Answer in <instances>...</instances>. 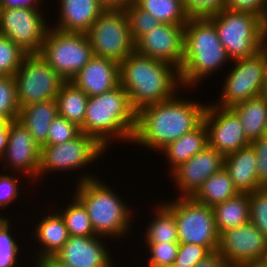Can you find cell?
<instances>
[{
	"label": "cell",
	"instance_id": "1",
	"mask_svg": "<svg viewBox=\"0 0 267 267\" xmlns=\"http://www.w3.org/2000/svg\"><path fill=\"white\" fill-rule=\"evenodd\" d=\"M182 98L176 94L137 112L132 143L160 152L168 144L195 129L203 121L208 103Z\"/></svg>",
	"mask_w": 267,
	"mask_h": 267
},
{
	"label": "cell",
	"instance_id": "2",
	"mask_svg": "<svg viewBox=\"0 0 267 267\" xmlns=\"http://www.w3.org/2000/svg\"><path fill=\"white\" fill-rule=\"evenodd\" d=\"M119 76L136 113L172 98L182 87L176 67L135 51L119 63Z\"/></svg>",
	"mask_w": 267,
	"mask_h": 267
},
{
	"label": "cell",
	"instance_id": "3",
	"mask_svg": "<svg viewBox=\"0 0 267 267\" xmlns=\"http://www.w3.org/2000/svg\"><path fill=\"white\" fill-rule=\"evenodd\" d=\"M228 61L232 62L214 23L208 17L189 18L184 26V56L180 68L182 89L196 87L223 65L229 64Z\"/></svg>",
	"mask_w": 267,
	"mask_h": 267
},
{
	"label": "cell",
	"instance_id": "4",
	"mask_svg": "<svg viewBox=\"0 0 267 267\" xmlns=\"http://www.w3.org/2000/svg\"><path fill=\"white\" fill-rule=\"evenodd\" d=\"M136 115L128 94L119 84L105 93L88 97L81 132L95 137L106 149L113 141L132 143Z\"/></svg>",
	"mask_w": 267,
	"mask_h": 267
},
{
	"label": "cell",
	"instance_id": "5",
	"mask_svg": "<svg viewBox=\"0 0 267 267\" xmlns=\"http://www.w3.org/2000/svg\"><path fill=\"white\" fill-rule=\"evenodd\" d=\"M75 188L72 193L86 208L97 236L121 241L127 234H132L130 229L134 219L129 204L102 178L82 181L75 184Z\"/></svg>",
	"mask_w": 267,
	"mask_h": 267
},
{
	"label": "cell",
	"instance_id": "6",
	"mask_svg": "<svg viewBox=\"0 0 267 267\" xmlns=\"http://www.w3.org/2000/svg\"><path fill=\"white\" fill-rule=\"evenodd\" d=\"M208 18L231 61L255 56L266 47L267 22L261 16L224 8Z\"/></svg>",
	"mask_w": 267,
	"mask_h": 267
},
{
	"label": "cell",
	"instance_id": "7",
	"mask_svg": "<svg viewBox=\"0 0 267 267\" xmlns=\"http://www.w3.org/2000/svg\"><path fill=\"white\" fill-rule=\"evenodd\" d=\"M106 149L95 137L86 135L81 132L76 138L51 146H43L41 148L40 167L38 172V180L45 173L63 172L79 169L82 173L76 178V184L82 181L97 178L95 173H86L83 168L89 167V164H93L100 159V157L106 152ZM96 160V161H95ZM72 170V171H71Z\"/></svg>",
	"mask_w": 267,
	"mask_h": 267
},
{
	"label": "cell",
	"instance_id": "8",
	"mask_svg": "<svg viewBox=\"0 0 267 267\" xmlns=\"http://www.w3.org/2000/svg\"><path fill=\"white\" fill-rule=\"evenodd\" d=\"M39 55L65 81H70L94 56L85 33L49 27Z\"/></svg>",
	"mask_w": 267,
	"mask_h": 267
},
{
	"label": "cell",
	"instance_id": "9",
	"mask_svg": "<svg viewBox=\"0 0 267 267\" xmlns=\"http://www.w3.org/2000/svg\"><path fill=\"white\" fill-rule=\"evenodd\" d=\"M174 214L179 243L198 244L211 252L219 245V232L210 206L195 201L192 197H178L163 202Z\"/></svg>",
	"mask_w": 267,
	"mask_h": 267
},
{
	"label": "cell",
	"instance_id": "10",
	"mask_svg": "<svg viewBox=\"0 0 267 267\" xmlns=\"http://www.w3.org/2000/svg\"><path fill=\"white\" fill-rule=\"evenodd\" d=\"M85 34L97 57L120 63L135 51L124 9H105Z\"/></svg>",
	"mask_w": 267,
	"mask_h": 267
},
{
	"label": "cell",
	"instance_id": "11",
	"mask_svg": "<svg viewBox=\"0 0 267 267\" xmlns=\"http://www.w3.org/2000/svg\"><path fill=\"white\" fill-rule=\"evenodd\" d=\"M222 82L217 107L231 108L238 103L262 95L267 71V48L252 57L237 59Z\"/></svg>",
	"mask_w": 267,
	"mask_h": 267
},
{
	"label": "cell",
	"instance_id": "12",
	"mask_svg": "<svg viewBox=\"0 0 267 267\" xmlns=\"http://www.w3.org/2000/svg\"><path fill=\"white\" fill-rule=\"evenodd\" d=\"M14 77L20 108L56 99L65 82L39 53L27 54Z\"/></svg>",
	"mask_w": 267,
	"mask_h": 267
},
{
	"label": "cell",
	"instance_id": "13",
	"mask_svg": "<svg viewBox=\"0 0 267 267\" xmlns=\"http://www.w3.org/2000/svg\"><path fill=\"white\" fill-rule=\"evenodd\" d=\"M41 8H0V35L28 54L39 53L50 25Z\"/></svg>",
	"mask_w": 267,
	"mask_h": 267
},
{
	"label": "cell",
	"instance_id": "14",
	"mask_svg": "<svg viewBox=\"0 0 267 267\" xmlns=\"http://www.w3.org/2000/svg\"><path fill=\"white\" fill-rule=\"evenodd\" d=\"M267 249V237L250 221L219 234L217 251L230 266L260 265Z\"/></svg>",
	"mask_w": 267,
	"mask_h": 267
},
{
	"label": "cell",
	"instance_id": "15",
	"mask_svg": "<svg viewBox=\"0 0 267 267\" xmlns=\"http://www.w3.org/2000/svg\"><path fill=\"white\" fill-rule=\"evenodd\" d=\"M41 148L33 140L29 131L14 120L9 122L8 143L4 155L0 159L1 168H7L12 173H20L25 176L30 184L38 180L40 167ZM32 182V183H31Z\"/></svg>",
	"mask_w": 267,
	"mask_h": 267
},
{
	"label": "cell",
	"instance_id": "16",
	"mask_svg": "<svg viewBox=\"0 0 267 267\" xmlns=\"http://www.w3.org/2000/svg\"><path fill=\"white\" fill-rule=\"evenodd\" d=\"M208 145L224 156L250 145L240 119L230 108L208 103L203 115Z\"/></svg>",
	"mask_w": 267,
	"mask_h": 267
},
{
	"label": "cell",
	"instance_id": "17",
	"mask_svg": "<svg viewBox=\"0 0 267 267\" xmlns=\"http://www.w3.org/2000/svg\"><path fill=\"white\" fill-rule=\"evenodd\" d=\"M184 26L161 23L135 42V52L166 62L180 71L184 56Z\"/></svg>",
	"mask_w": 267,
	"mask_h": 267
},
{
	"label": "cell",
	"instance_id": "18",
	"mask_svg": "<svg viewBox=\"0 0 267 267\" xmlns=\"http://www.w3.org/2000/svg\"><path fill=\"white\" fill-rule=\"evenodd\" d=\"M224 159L222 153L208 145L177 167L168 176L174 182L178 197H192L212 174L224 167Z\"/></svg>",
	"mask_w": 267,
	"mask_h": 267
},
{
	"label": "cell",
	"instance_id": "19",
	"mask_svg": "<svg viewBox=\"0 0 267 267\" xmlns=\"http://www.w3.org/2000/svg\"><path fill=\"white\" fill-rule=\"evenodd\" d=\"M104 240L103 236L97 235L93 237L69 236L55 257L73 267H116L106 247L107 242Z\"/></svg>",
	"mask_w": 267,
	"mask_h": 267
},
{
	"label": "cell",
	"instance_id": "20",
	"mask_svg": "<svg viewBox=\"0 0 267 267\" xmlns=\"http://www.w3.org/2000/svg\"><path fill=\"white\" fill-rule=\"evenodd\" d=\"M70 82L88 97L105 93L120 84L119 63L94 55Z\"/></svg>",
	"mask_w": 267,
	"mask_h": 267
},
{
	"label": "cell",
	"instance_id": "21",
	"mask_svg": "<svg viewBox=\"0 0 267 267\" xmlns=\"http://www.w3.org/2000/svg\"><path fill=\"white\" fill-rule=\"evenodd\" d=\"M58 3L57 24L50 27L64 32L85 33L106 9L99 0H58Z\"/></svg>",
	"mask_w": 267,
	"mask_h": 267
},
{
	"label": "cell",
	"instance_id": "22",
	"mask_svg": "<svg viewBox=\"0 0 267 267\" xmlns=\"http://www.w3.org/2000/svg\"><path fill=\"white\" fill-rule=\"evenodd\" d=\"M52 210L43 215L40 221L36 222L33 229L32 238H35V242L39 243V249L37 248L36 253L33 254L32 263H40L44 259L55 256L62 248L65 242L69 239L68 229L66 227L63 217L60 215L59 211ZM40 250V251H38Z\"/></svg>",
	"mask_w": 267,
	"mask_h": 267
},
{
	"label": "cell",
	"instance_id": "23",
	"mask_svg": "<svg viewBox=\"0 0 267 267\" xmlns=\"http://www.w3.org/2000/svg\"><path fill=\"white\" fill-rule=\"evenodd\" d=\"M257 158L251 145L225 156L224 168L240 193H249L263 186L257 179Z\"/></svg>",
	"mask_w": 267,
	"mask_h": 267
},
{
	"label": "cell",
	"instance_id": "24",
	"mask_svg": "<svg viewBox=\"0 0 267 267\" xmlns=\"http://www.w3.org/2000/svg\"><path fill=\"white\" fill-rule=\"evenodd\" d=\"M57 116V100L52 99L20 108L18 120L29 131L33 140L42 148L47 144L49 127Z\"/></svg>",
	"mask_w": 267,
	"mask_h": 267
},
{
	"label": "cell",
	"instance_id": "25",
	"mask_svg": "<svg viewBox=\"0 0 267 267\" xmlns=\"http://www.w3.org/2000/svg\"><path fill=\"white\" fill-rule=\"evenodd\" d=\"M208 146L207 129L202 121L195 129L181 138L168 144L160 151L165 156L169 166V175L181 164ZM164 153V154H163Z\"/></svg>",
	"mask_w": 267,
	"mask_h": 267
},
{
	"label": "cell",
	"instance_id": "26",
	"mask_svg": "<svg viewBox=\"0 0 267 267\" xmlns=\"http://www.w3.org/2000/svg\"><path fill=\"white\" fill-rule=\"evenodd\" d=\"M240 119L247 139L252 142L267 133V98H251L230 108Z\"/></svg>",
	"mask_w": 267,
	"mask_h": 267
},
{
	"label": "cell",
	"instance_id": "27",
	"mask_svg": "<svg viewBox=\"0 0 267 267\" xmlns=\"http://www.w3.org/2000/svg\"><path fill=\"white\" fill-rule=\"evenodd\" d=\"M212 209L219 234L250 221L248 193H239L236 197L216 204Z\"/></svg>",
	"mask_w": 267,
	"mask_h": 267
},
{
	"label": "cell",
	"instance_id": "28",
	"mask_svg": "<svg viewBox=\"0 0 267 267\" xmlns=\"http://www.w3.org/2000/svg\"><path fill=\"white\" fill-rule=\"evenodd\" d=\"M239 193L228 171L223 167L217 173L212 174L192 198L201 204L213 207L216 204L236 197Z\"/></svg>",
	"mask_w": 267,
	"mask_h": 267
},
{
	"label": "cell",
	"instance_id": "29",
	"mask_svg": "<svg viewBox=\"0 0 267 267\" xmlns=\"http://www.w3.org/2000/svg\"><path fill=\"white\" fill-rule=\"evenodd\" d=\"M58 115L81 127L84 123L88 96L72 82L65 81L56 97Z\"/></svg>",
	"mask_w": 267,
	"mask_h": 267
},
{
	"label": "cell",
	"instance_id": "30",
	"mask_svg": "<svg viewBox=\"0 0 267 267\" xmlns=\"http://www.w3.org/2000/svg\"><path fill=\"white\" fill-rule=\"evenodd\" d=\"M155 205L153 210L155 218L151 219L148 227H145V243H179L177 223L173 212L163 203Z\"/></svg>",
	"mask_w": 267,
	"mask_h": 267
},
{
	"label": "cell",
	"instance_id": "31",
	"mask_svg": "<svg viewBox=\"0 0 267 267\" xmlns=\"http://www.w3.org/2000/svg\"><path fill=\"white\" fill-rule=\"evenodd\" d=\"M134 3L161 23L185 25L190 18L182 0H134Z\"/></svg>",
	"mask_w": 267,
	"mask_h": 267
},
{
	"label": "cell",
	"instance_id": "32",
	"mask_svg": "<svg viewBox=\"0 0 267 267\" xmlns=\"http://www.w3.org/2000/svg\"><path fill=\"white\" fill-rule=\"evenodd\" d=\"M71 197V203L66 205L65 209H59L63 217L70 236L93 237L96 236L91 225L88 213L83 204L74 196Z\"/></svg>",
	"mask_w": 267,
	"mask_h": 267
},
{
	"label": "cell",
	"instance_id": "33",
	"mask_svg": "<svg viewBox=\"0 0 267 267\" xmlns=\"http://www.w3.org/2000/svg\"><path fill=\"white\" fill-rule=\"evenodd\" d=\"M19 112L15 77L0 76V120L4 122L17 120Z\"/></svg>",
	"mask_w": 267,
	"mask_h": 267
},
{
	"label": "cell",
	"instance_id": "34",
	"mask_svg": "<svg viewBox=\"0 0 267 267\" xmlns=\"http://www.w3.org/2000/svg\"><path fill=\"white\" fill-rule=\"evenodd\" d=\"M6 217L0 218V267H17L21 247L12 235L11 219Z\"/></svg>",
	"mask_w": 267,
	"mask_h": 267
},
{
	"label": "cell",
	"instance_id": "35",
	"mask_svg": "<svg viewBox=\"0 0 267 267\" xmlns=\"http://www.w3.org/2000/svg\"><path fill=\"white\" fill-rule=\"evenodd\" d=\"M28 53L0 35V76H14Z\"/></svg>",
	"mask_w": 267,
	"mask_h": 267
},
{
	"label": "cell",
	"instance_id": "36",
	"mask_svg": "<svg viewBox=\"0 0 267 267\" xmlns=\"http://www.w3.org/2000/svg\"><path fill=\"white\" fill-rule=\"evenodd\" d=\"M124 10L128 17L130 36L134 43L142 35L161 24L159 20L139 8L134 2L130 3Z\"/></svg>",
	"mask_w": 267,
	"mask_h": 267
},
{
	"label": "cell",
	"instance_id": "37",
	"mask_svg": "<svg viewBox=\"0 0 267 267\" xmlns=\"http://www.w3.org/2000/svg\"><path fill=\"white\" fill-rule=\"evenodd\" d=\"M250 222L267 237V187L248 193Z\"/></svg>",
	"mask_w": 267,
	"mask_h": 267
},
{
	"label": "cell",
	"instance_id": "38",
	"mask_svg": "<svg viewBox=\"0 0 267 267\" xmlns=\"http://www.w3.org/2000/svg\"><path fill=\"white\" fill-rule=\"evenodd\" d=\"M148 250V267H172L176 259L179 243H144Z\"/></svg>",
	"mask_w": 267,
	"mask_h": 267
},
{
	"label": "cell",
	"instance_id": "39",
	"mask_svg": "<svg viewBox=\"0 0 267 267\" xmlns=\"http://www.w3.org/2000/svg\"><path fill=\"white\" fill-rule=\"evenodd\" d=\"M80 133V127L58 115L49 127L47 144L45 146H51L70 141L76 138Z\"/></svg>",
	"mask_w": 267,
	"mask_h": 267
},
{
	"label": "cell",
	"instance_id": "40",
	"mask_svg": "<svg viewBox=\"0 0 267 267\" xmlns=\"http://www.w3.org/2000/svg\"><path fill=\"white\" fill-rule=\"evenodd\" d=\"M211 251L198 244L179 243V248L172 267H194L203 260Z\"/></svg>",
	"mask_w": 267,
	"mask_h": 267
},
{
	"label": "cell",
	"instance_id": "41",
	"mask_svg": "<svg viewBox=\"0 0 267 267\" xmlns=\"http://www.w3.org/2000/svg\"><path fill=\"white\" fill-rule=\"evenodd\" d=\"M227 0H182L190 18L215 15L225 8Z\"/></svg>",
	"mask_w": 267,
	"mask_h": 267
},
{
	"label": "cell",
	"instance_id": "42",
	"mask_svg": "<svg viewBox=\"0 0 267 267\" xmlns=\"http://www.w3.org/2000/svg\"><path fill=\"white\" fill-rule=\"evenodd\" d=\"M4 170H6V174L4 173L5 171L0 174V209L7 208L10 204L16 201L21 194V191H19V186L21 185L18 183V176L20 175L18 173L17 175L16 173H13V175L12 172H7L9 170Z\"/></svg>",
	"mask_w": 267,
	"mask_h": 267
},
{
	"label": "cell",
	"instance_id": "43",
	"mask_svg": "<svg viewBox=\"0 0 267 267\" xmlns=\"http://www.w3.org/2000/svg\"><path fill=\"white\" fill-rule=\"evenodd\" d=\"M250 145L256 153L257 179L263 187H267V133L253 140Z\"/></svg>",
	"mask_w": 267,
	"mask_h": 267
},
{
	"label": "cell",
	"instance_id": "44",
	"mask_svg": "<svg viewBox=\"0 0 267 267\" xmlns=\"http://www.w3.org/2000/svg\"><path fill=\"white\" fill-rule=\"evenodd\" d=\"M225 8L257 14L267 22V0H227Z\"/></svg>",
	"mask_w": 267,
	"mask_h": 267
},
{
	"label": "cell",
	"instance_id": "45",
	"mask_svg": "<svg viewBox=\"0 0 267 267\" xmlns=\"http://www.w3.org/2000/svg\"><path fill=\"white\" fill-rule=\"evenodd\" d=\"M226 259L216 250L199 261L194 267H229Z\"/></svg>",
	"mask_w": 267,
	"mask_h": 267
},
{
	"label": "cell",
	"instance_id": "46",
	"mask_svg": "<svg viewBox=\"0 0 267 267\" xmlns=\"http://www.w3.org/2000/svg\"><path fill=\"white\" fill-rule=\"evenodd\" d=\"M43 0H0V8H42Z\"/></svg>",
	"mask_w": 267,
	"mask_h": 267
},
{
	"label": "cell",
	"instance_id": "47",
	"mask_svg": "<svg viewBox=\"0 0 267 267\" xmlns=\"http://www.w3.org/2000/svg\"><path fill=\"white\" fill-rule=\"evenodd\" d=\"M9 135V122H4L0 120V159L4 155V152L8 143Z\"/></svg>",
	"mask_w": 267,
	"mask_h": 267
},
{
	"label": "cell",
	"instance_id": "48",
	"mask_svg": "<svg viewBox=\"0 0 267 267\" xmlns=\"http://www.w3.org/2000/svg\"><path fill=\"white\" fill-rule=\"evenodd\" d=\"M106 9H125L134 0H99Z\"/></svg>",
	"mask_w": 267,
	"mask_h": 267
},
{
	"label": "cell",
	"instance_id": "49",
	"mask_svg": "<svg viewBox=\"0 0 267 267\" xmlns=\"http://www.w3.org/2000/svg\"><path fill=\"white\" fill-rule=\"evenodd\" d=\"M41 267H73L58 260L55 256L48 257L40 262Z\"/></svg>",
	"mask_w": 267,
	"mask_h": 267
},
{
	"label": "cell",
	"instance_id": "50",
	"mask_svg": "<svg viewBox=\"0 0 267 267\" xmlns=\"http://www.w3.org/2000/svg\"><path fill=\"white\" fill-rule=\"evenodd\" d=\"M262 95L267 98V71H266L265 84H264Z\"/></svg>",
	"mask_w": 267,
	"mask_h": 267
},
{
	"label": "cell",
	"instance_id": "51",
	"mask_svg": "<svg viewBox=\"0 0 267 267\" xmlns=\"http://www.w3.org/2000/svg\"><path fill=\"white\" fill-rule=\"evenodd\" d=\"M260 266L261 267H267V249H266L264 258H263L262 262L260 263Z\"/></svg>",
	"mask_w": 267,
	"mask_h": 267
},
{
	"label": "cell",
	"instance_id": "52",
	"mask_svg": "<svg viewBox=\"0 0 267 267\" xmlns=\"http://www.w3.org/2000/svg\"><path fill=\"white\" fill-rule=\"evenodd\" d=\"M33 267H41V265H40V263L35 262V264H33Z\"/></svg>",
	"mask_w": 267,
	"mask_h": 267
},
{
	"label": "cell",
	"instance_id": "53",
	"mask_svg": "<svg viewBox=\"0 0 267 267\" xmlns=\"http://www.w3.org/2000/svg\"><path fill=\"white\" fill-rule=\"evenodd\" d=\"M244 267H261L260 265H251V266H244Z\"/></svg>",
	"mask_w": 267,
	"mask_h": 267
}]
</instances>
